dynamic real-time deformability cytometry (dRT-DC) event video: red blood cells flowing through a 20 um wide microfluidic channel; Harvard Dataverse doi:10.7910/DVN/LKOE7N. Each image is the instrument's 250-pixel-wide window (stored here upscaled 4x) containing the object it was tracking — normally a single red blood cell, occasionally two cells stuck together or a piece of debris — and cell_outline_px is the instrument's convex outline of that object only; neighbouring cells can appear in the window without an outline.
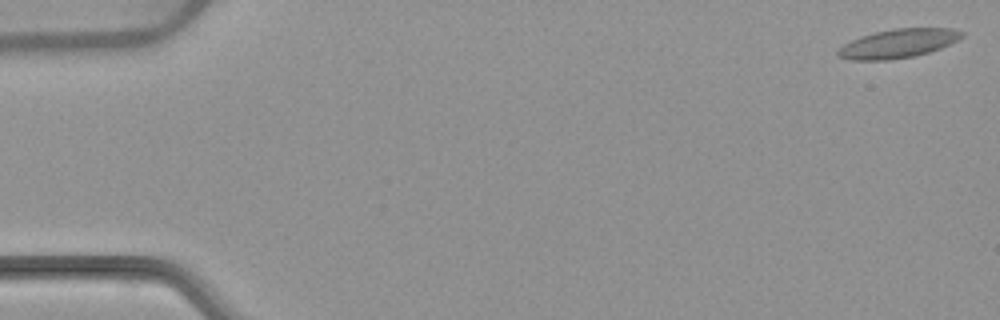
{"species": "common noctule bat (a hibernating species)", "species_latin": "Nyctalus noctula", "temperature_condition": "warm", "stored_images_in_passage": 9, "camera_frame_rate_fps": 3000, "um_per_image_px": 0.085, "animal": {"sex": "female", "body_mass_g": 22.7, "forearm_length_mm": 54.2}, "frame": {"image": 1, "passage_image": 1, "time_ms": 0.0, "image_size_px": [1000, 320], "cell_outline_px": [[964, 36], [940, 48], [928, 52], [912, 56], [888, 60], [852, 60], [836, 56], [836, 52], [844, 44], [860, 36], [876, 32], [896, 28], [952, 28], [964, 32]], "centroid_in_image_um": [76.32, 3.69], "position_along_channel_um": 8.7, "area_um2": 20.63}}
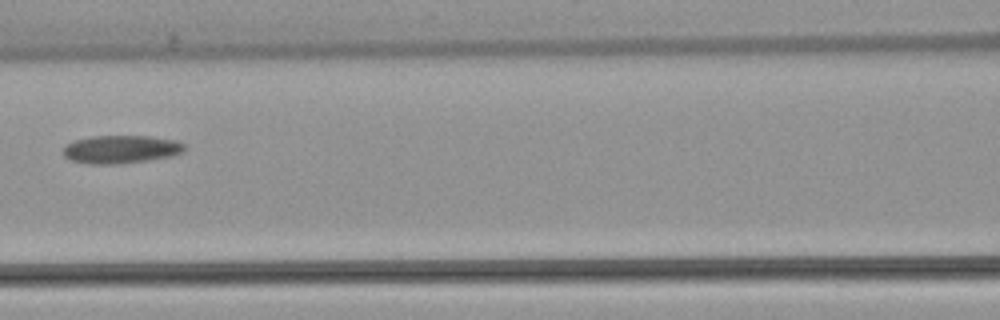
{"frame": {"image": 2, "passage_image": 7, "time_ms": 8.0, "image_size_px": [1000, 320], "cell_outline_px": [[188, 148], [172, 156], [116, 164], [88, 164], [72, 160], [64, 156], [64, 144], [76, 140], [92, 136], [148, 136], [176, 140], [184, 144]], "centroid_in_image_um": [10.27, 12.68], "position_along_channel_um": 156.3, "area_um2": 19.71}}
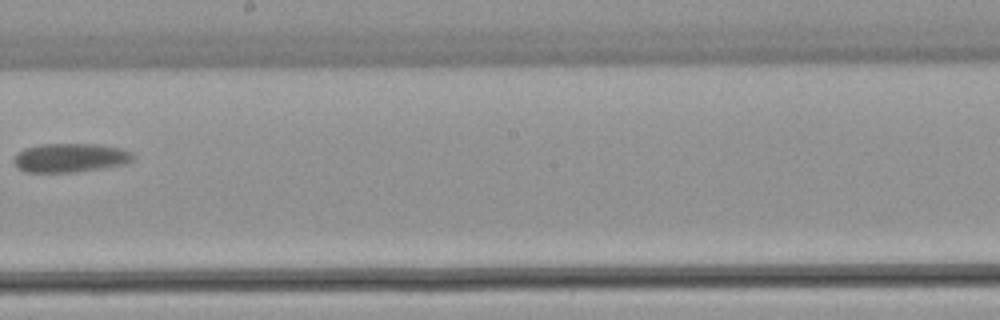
{"frame": {"image": 3, "passage_image": 9, "time_ms": 10.333, "image_size_px": [1000, 320], "cell_outline_px": [[136, 156], [132, 160], [124, 164], [104, 168], [76, 172], [24, 172], [16, 168], [12, 160], [16, 152], [24, 148], [40, 144], [100, 144], [120, 148], [132, 152]], "centroid_in_image_um": [5.94, 13.41], "position_along_channel_um": 242.3, "area_um2": 20.46}}